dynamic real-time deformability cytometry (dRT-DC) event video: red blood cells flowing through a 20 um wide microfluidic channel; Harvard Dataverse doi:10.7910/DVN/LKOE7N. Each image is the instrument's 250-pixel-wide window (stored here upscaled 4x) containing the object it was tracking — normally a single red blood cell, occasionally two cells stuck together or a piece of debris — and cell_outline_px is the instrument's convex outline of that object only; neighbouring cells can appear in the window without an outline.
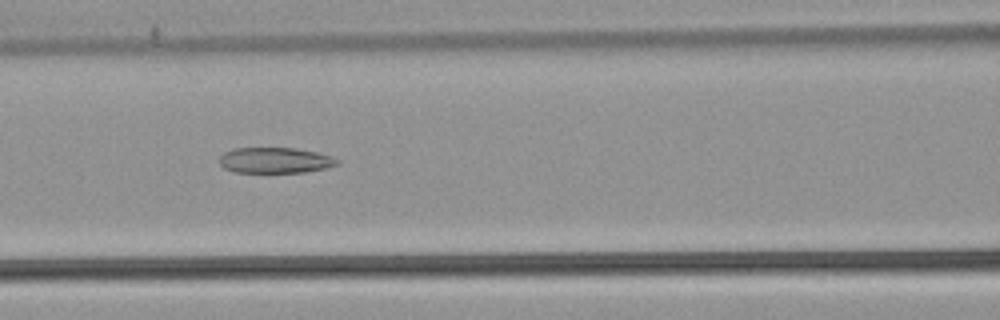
{"species": "common noctule bat (a hibernating species)", "species_latin": "Nyctalus noctula", "temperature_condition": "warm", "stored_images_in_passage": 42, "camera_frame_rate_fps": 3000, "um_per_image_px": 0.085, "animal": {"sex": "male", "body_mass_g": 21.5, "forearm_length_mm": 52.0}, "frame": {"image": 1, "passage_image": 12, "time_ms": 3.667, "image_size_px": [1000, 320], "cell_outline_px": [[340, 164], [328, 168], [304, 172], [232, 172], [224, 168], [220, 164], [220, 156], [224, 152], [232, 148], [296, 148], [316, 152], [332, 156], [340, 160]], "centroid_in_image_um": [23.41, 13.62], "position_along_channel_um": 143.2, "area_um2": 17.8}}
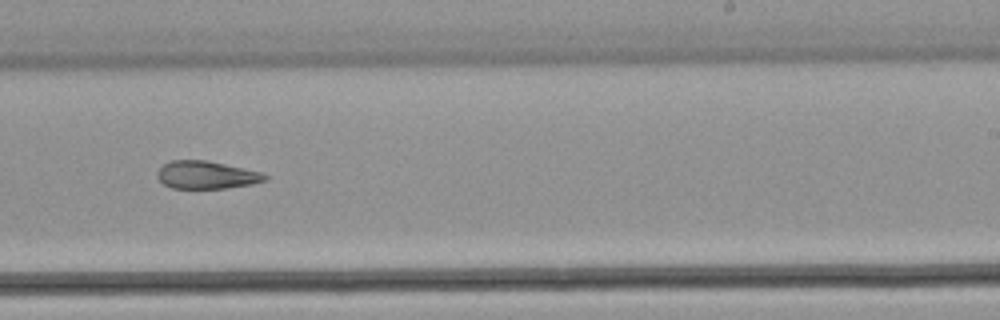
{"frame": {"image": 2, "passage_image": 22, "time_ms": 7.0, "image_size_px": [1000, 320], "cell_outline_px": [[268, 180], [252, 184], [224, 188], [172, 188], [164, 184], [156, 176], [156, 172], [164, 164], [172, 160], [208, 160], [264, 172], [268, 176]], "centroid_in_image_um": [17.58, 14.86], "position_along_channel_um": 271.4, "area_um2": 17.57}}
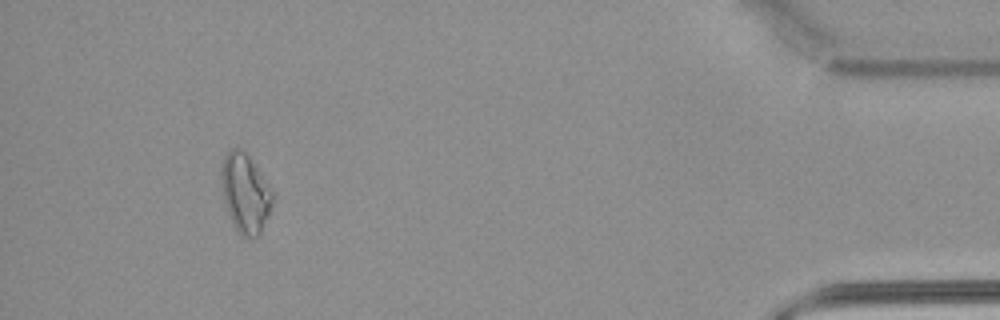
{"frame": {"image": 3, "passage_image": 38, "time_ms": 12.333, "image_size_px": [1000, 320], "cell_outline_px": [[272, 204], [268, 216], [260, 232], [256, 236], [240, 236], [224, 208], [220, 180], [220, 160], [232, 148], [240, 148], [248, 156], [272, 192]], "centroid_in_image_um": [20.77, 16.42], "position_along_channel_um": 414.4, "area_um2": 23.47}, "authors_computed_cell_mechanics": {"area_um2": 19.4786, "velocity_mm_per_s": 3.8683, "shape_relaxation_time_tau1_ms": null, "shape_relaxation_time_tau2_ms": 5.9913, "deformation_change_tau1": null, "deformation_change_tau2": 0.1591}}